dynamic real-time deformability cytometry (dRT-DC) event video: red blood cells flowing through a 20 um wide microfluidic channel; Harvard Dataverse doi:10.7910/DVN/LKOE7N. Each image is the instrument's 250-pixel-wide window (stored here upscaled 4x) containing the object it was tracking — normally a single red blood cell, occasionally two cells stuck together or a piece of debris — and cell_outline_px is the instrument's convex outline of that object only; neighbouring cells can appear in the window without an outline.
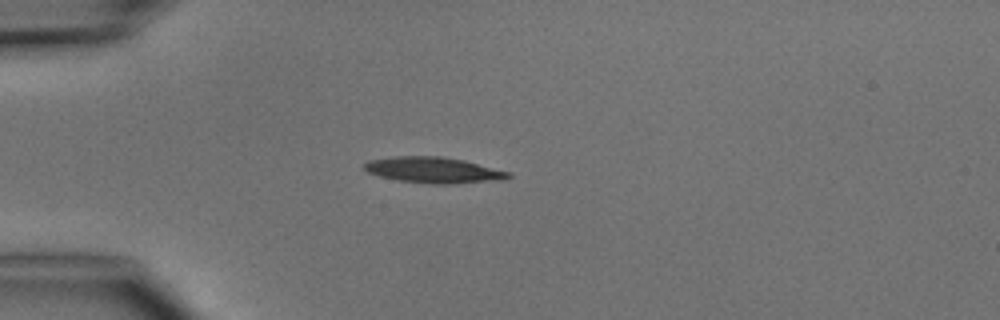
{"species": "common noctule bat (a hibernating species)", "species_latin": "Nyctalus noctula", "temperature_condition": "cold", "stored_images_in_passage": 4, "camera_frame_rate_fps": 3000, "um_per_image_px": 0.085, "animal": {"sex": "male", "body_mass_g": 15.6}, "frame": {"image": 1, "passage_image": 3, "time_ms": 2.333, "image_size_px": [1000, 320], "cell_outline_px": [[512, 176], [504, 180], [448, 184], [432, 184], [400, 180], [380, 176], [368, 172], [364, 168], [364, 164], [368, 160], [392, 156], [440, 156], [464, 160], [512, 172]], "centroid_in_image_um": [36.9, 14.45], "position_along_channel_um": 48.1, "area_um2": 21.85}}